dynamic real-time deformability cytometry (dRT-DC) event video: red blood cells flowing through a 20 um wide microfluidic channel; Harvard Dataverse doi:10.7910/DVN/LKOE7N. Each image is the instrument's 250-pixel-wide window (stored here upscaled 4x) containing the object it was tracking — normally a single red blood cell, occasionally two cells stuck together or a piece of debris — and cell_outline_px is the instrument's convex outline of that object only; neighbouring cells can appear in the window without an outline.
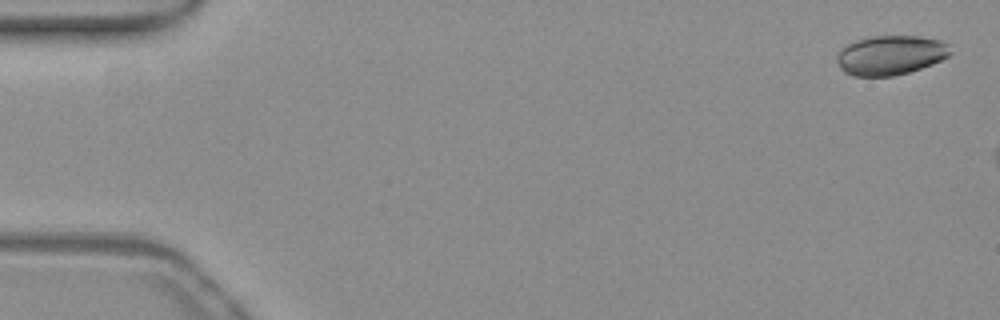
{"species": "common noctule bat (a hibernating species)", "species_latin": "Nyctalus noctula", "temperature_condition": "warm", "stored_images_in_passage": 4, "camera_frame_rate_fps": 3000, "um_per_image_px": 0.085, "animal": {"sex": "female", "body_mass_g": 19.3, "forearm_length_mm": 54.1}, "frame": {"image": 1, "passage_image": 2, "time_ms": 0.333, "image_size_px": [1000, 320], "cell_outline_px": [[952, 52], [948, 56], [932, 64], [908, 72], [892, 76], [852, 76], [844, 72], [840, 68], [836, 60], [836, 52], [840, 48], [856, 40], [868, 36], [920, 36], [940, 40], [948, 44]], "centroid_in_image_um": [75.65, 4.68], "position_along_channel_um": 9.3, "area_um2": 26.3}}